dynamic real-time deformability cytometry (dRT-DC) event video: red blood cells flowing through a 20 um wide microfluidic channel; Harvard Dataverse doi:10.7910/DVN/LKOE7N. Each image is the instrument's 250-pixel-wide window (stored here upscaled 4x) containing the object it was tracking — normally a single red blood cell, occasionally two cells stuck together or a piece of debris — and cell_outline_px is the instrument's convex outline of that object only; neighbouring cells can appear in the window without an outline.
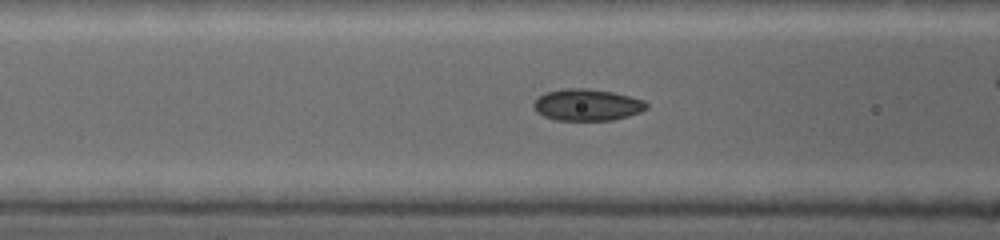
{"species": "common noctule bat (a hibernating species)", "species_latin": "Nyctalus noctula", "temperature_condition": "warm", "stored_images_in_passage": 68, "camera_frame_rate_fps": 5000, "um_per_image_px": 0.085, "animal": {"sex": "female", "body_mass_g": 19.0, "forearm_length_mm": 53.3}, "frame": {"image": 1, "passage_image": 12, "time_ms": 1.6, "image_size_px": [1000, 240], "cell_outline_px": [[648, 108], [640, 112], [628, 116], [612, 120], [556, 120], [544, 116], [532, 104], [540, 96], [548, 92], [568, 88], [584, 88], [612, 92], [644, 100], [648, 104]], "centroid_in_image_um": [49.95, 8.92], "position_along_channel_um": 116.6, "area_um2": 20.46}}
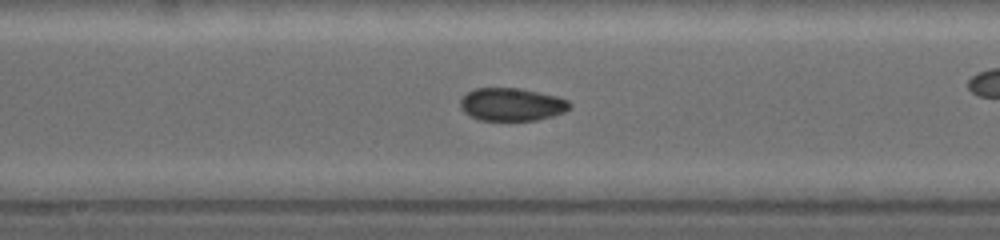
{"frame": {"image": 2, "passage_image": 27, "time_ms": 3.6, "image_size_px": [1000, 240], "cell_outline_px": [[572, 104], [564, 112], [536, 120], [480, 120], [464, 112], [460, 104], [460, 100], [468, 92], [476, 88], [516, 88], [556, 96], [568, 100]], "centroid_in_image_um": [43.49, 8.88], "position_along_channel_um": 204.7, "area_um2": 20.58}}
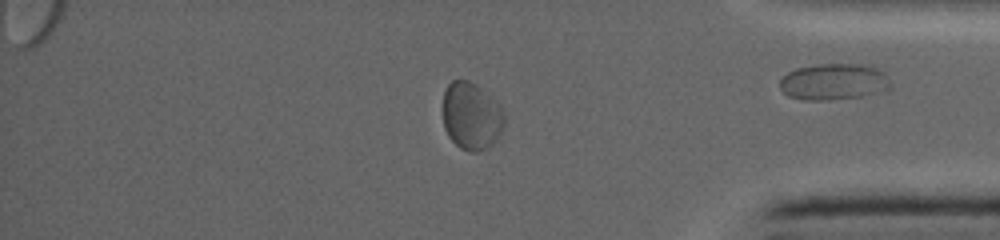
{"frame": {"image": 3, "passage_image": 59, "time_ms": 8.4, "image_size_px": [1000, 240], "cell_outline_px": [[504, 124], [500, 132], [484, 148], [476, 152], [468, 152], [460, 148], [448, 136], [444, 128], [440, 108], [444, 92], [448, 84], [452, 80], [468, 80], [496, 104], [500, 108], [504, 116]], "centroid_in_image_um": [39.95, 9.87], "position_along_channel_um": 395.3, "area_um2": 23.58}}